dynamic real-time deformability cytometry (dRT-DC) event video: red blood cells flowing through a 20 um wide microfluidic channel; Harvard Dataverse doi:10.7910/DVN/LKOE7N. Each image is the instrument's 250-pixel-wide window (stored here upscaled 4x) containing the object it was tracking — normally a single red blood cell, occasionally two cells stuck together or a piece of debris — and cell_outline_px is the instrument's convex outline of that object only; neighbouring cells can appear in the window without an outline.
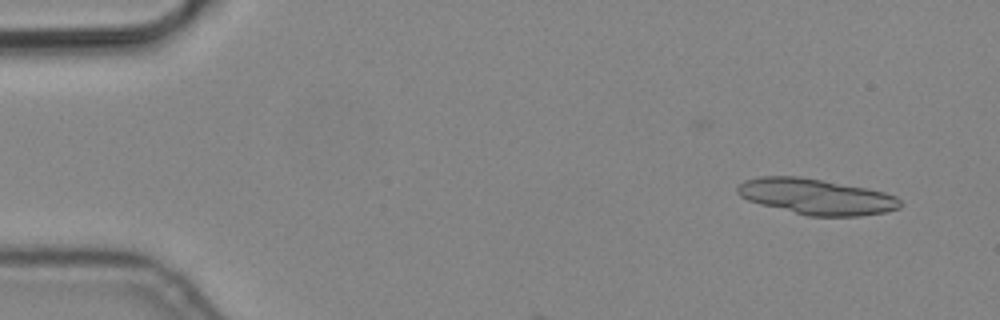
{"species": "common noctule bat (a hibernating species)", "species_latin": "Nyctalus noctula", "temperature_condition": "cold", "stored_images_in_passage": 3, "camera_frame_rate_fps": 3000, "um_per_image_px": 0.085, "animal": {"sex": "male", "body_mass_g": 19.2, "forearm_length_mm": 51.8}, "frame": {"image": 1, "passage_image": 1, "time_ms": 0.0, "image_size_px": [1000, 320], "cell_outline_px": [[904, 204], [900, 208], [884, 212], [860, 216], [808, 216], [760, 204], [748, 200], [740, 196], [736, 192], [736, 188], [744, 180], [760, 176], [800, 176], [868, 188], [884, 192], [896, 196]], "centroid_in_image_um": [69.39, 16.71], "position_along_channel_um": 15.6, "area_um2": 34.04}}